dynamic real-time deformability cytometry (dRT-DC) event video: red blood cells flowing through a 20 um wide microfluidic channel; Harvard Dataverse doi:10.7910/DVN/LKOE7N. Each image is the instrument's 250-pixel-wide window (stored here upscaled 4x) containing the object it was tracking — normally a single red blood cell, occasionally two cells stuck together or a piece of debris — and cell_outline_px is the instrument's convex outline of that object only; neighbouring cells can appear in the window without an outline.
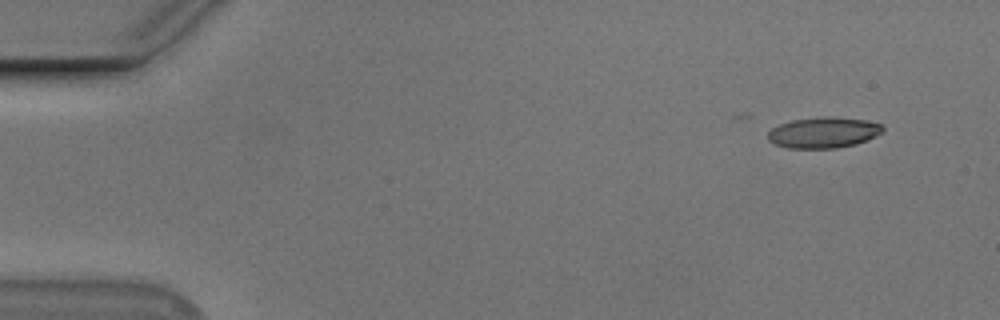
{"species": "Egyptian fruit bat (a non-hibernating species)", "species_latin": "Rousettus aegyptiacus", "temperature_condition": "cold", "stored_images_in_passage": 42, "camera_frame_rate_fps": 3000, "um_per_image_px": 0.085, "animal": {"sex": "male"}, "frame": {"image": 1, "passage_image": 1, "time_ms": 0.0, "image_size_px": [1000, 320], "cell_outline_px": [[884, 132], [876, 136], [856, 144], [836, 148], [788, 148], [776, 144], [768, 140], [768, 132], [772, 128], [780, 124], [792, 120], [824, 116], [832, 116], [864, 120], [880, 124], [884, 128]], "centroid_in_image_um": [70.01, 11.26], "position_along_channel_um": 15.0, "area_um2": 20.63}}
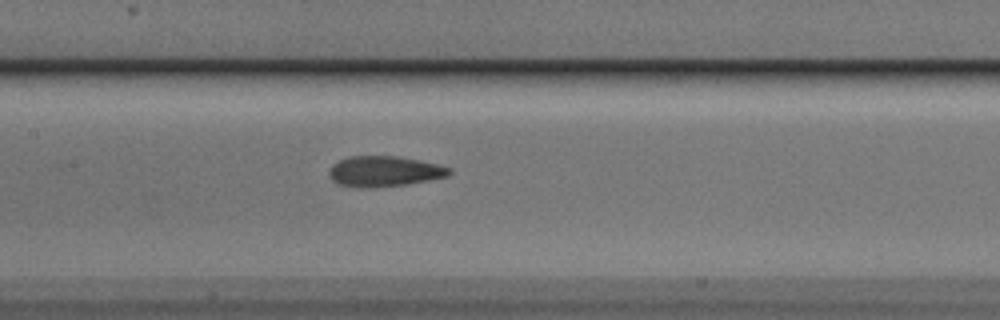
{"frame": {"image": 2, "passage_image": 23, "time_ms": 7.333, "image_size_px": [1000, 320], "cell_outline_px": [[452, 172], [448, 176], [408, 184], [372, 188], [360, 188], [340, 184], [332, 180], [328, 176], [328, 172], [332, 164], [348, 156], [400, 156], [420, 160], [452, 168]], "centroid_in_image_um": [32.65, 14.56], "position_along_channel_um": 174.7, "area_um2": 21.56}}
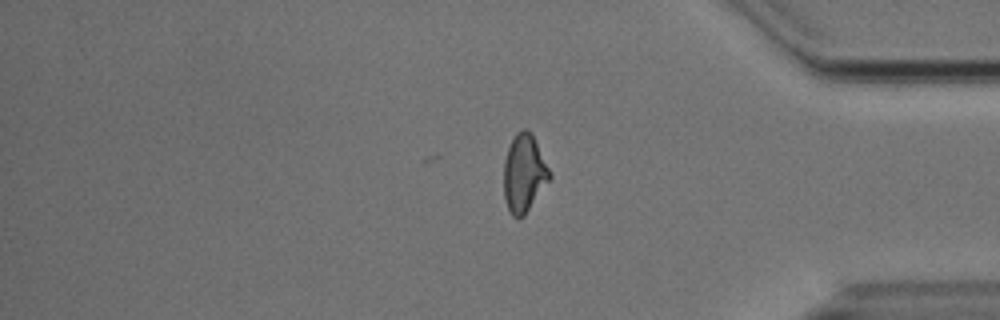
{"frame": {"image": 3, "passage_image": 42, "time_ms": 13.667, "image_size_px": [1000, 320], "cell_outline_px": [[552, 176], [524, 216], [516, 220], [508, 212], [504, 196], [504, 160], [508, 148], [516, 132], [520, 128], [528, 128], [532, 132]], "centroid_in_image_um": [44.53, 14.73], "position_along_channel_um": 390.7, "area_um2": 20.92}, "authors_computed_cell_mechanics": {"area_um2": 20.9236, "velocity_mm_per_s": 3.7394, "shape_relaxation_time_tau1_ms": 4.0065, "shape_relaxation_time_tau2_ms": 2.0919, "deformation_change_tau1": 0.1631, "deformation_change_tau2": 0.1135}}